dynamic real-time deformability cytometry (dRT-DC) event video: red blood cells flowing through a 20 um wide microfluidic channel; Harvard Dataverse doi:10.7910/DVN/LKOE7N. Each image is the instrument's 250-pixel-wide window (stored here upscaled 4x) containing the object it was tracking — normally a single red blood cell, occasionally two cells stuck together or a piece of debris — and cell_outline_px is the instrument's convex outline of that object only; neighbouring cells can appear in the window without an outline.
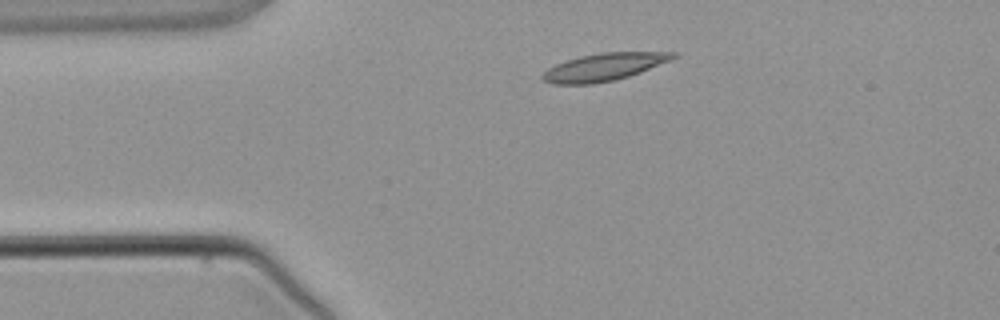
{"species": "common noctule bat (a hibernating species)", "species_latin": "Nyctalus noctula", "temperature_condition": "warm", "stored_images_in_passage": 2, "camera_frame_rate_fps": 3000, "um_per_image_px": 0.085, "animal": {"sex": "male", "body_mass_g": 21.5, "forearm_length_mm": 52.0}, "frame": {"image": 1, "passage_image": 1, "time_ms": 0.0, "image_size_px": [1000, 320], "cell_outline_px": [[676, 56], [668, 60], [640, 72], [628, 76], [612, 80], [592, 84], [552, 84], [544, 80], [540, 76], [548, 68], [556, 64], [580, 56], [600, 52], [676, 52]], "centroid_in_image_um": [51.27, 5.69], "position_along_channel_um": 33.7, "area_um2": 20.52}}
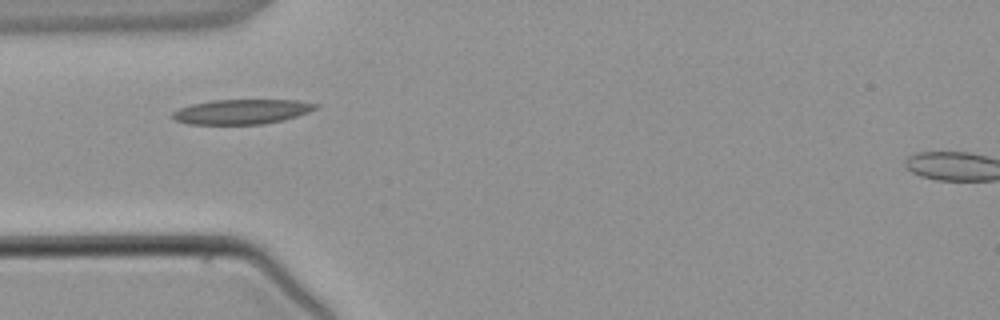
{"frame": {"image": 2, "passage_image": 2, "time_ms": 1.333, "image_size_px": [1000, 320], "cell_outline_px": [[320, 104], [316, 108], [308, 112], [296, 116], [264, 124], [188, 124], [176, 120], [172, 116], [172, 112], [180, 108], [192, 104], [212, 100], [296, 100]], "centroid_in_image_um": [20.54, 9.49], "position_along_channel_um": 64.5, "area_um2": 20.46}}